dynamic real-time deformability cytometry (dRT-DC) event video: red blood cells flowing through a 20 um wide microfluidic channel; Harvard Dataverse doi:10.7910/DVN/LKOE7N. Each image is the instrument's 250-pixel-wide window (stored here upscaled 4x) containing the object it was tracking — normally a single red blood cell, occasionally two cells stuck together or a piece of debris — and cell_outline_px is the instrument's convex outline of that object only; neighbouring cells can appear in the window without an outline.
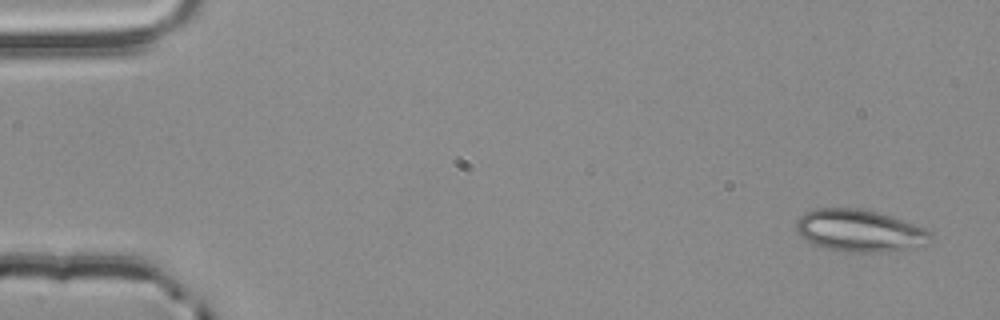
{"species": "common noctule bat (a hibernating species)", "species_latin": "Nyctalus noctula", "temperature_condition": "room temperature", "stored_images_in_passage": 3, "camera_frame_rate_fps": 3000, "um_per_image_px": 0.085, "animal": {"sex": "male", "body_mass_g": 20.4}, "frame": {"image": 1, "passage_image": 1, "time_ms": 0.0, "image_size_px": [1000, 320], "cell_outline_px": [[932, 236], [928, 244], [916, 248], [880, 252], [840, 252], [824, 248], [812, 244], [800, 236], [796, 228], [796, 220], [804, 212], [816, 208], [860, 208], [876, 212], [924, 228], [932, 232]], "centroid_in_image_um": [73.03, 19.63], "position_along_channel_um": 12.0, "area_um2": 33.18}}